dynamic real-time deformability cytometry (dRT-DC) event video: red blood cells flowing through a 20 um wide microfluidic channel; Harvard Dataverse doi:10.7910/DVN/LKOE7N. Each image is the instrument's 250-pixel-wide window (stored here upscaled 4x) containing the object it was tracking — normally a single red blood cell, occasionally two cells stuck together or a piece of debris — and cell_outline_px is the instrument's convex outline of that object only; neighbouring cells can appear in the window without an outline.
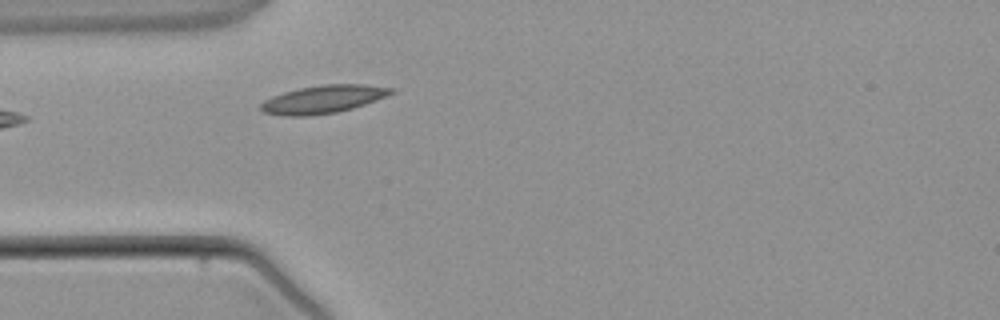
{"species": "common noctule bat (a hibernating species)", "species_latin": "Nyctalus noctula", "temperature_condition": "warm", "stored_images_in_passage": 1, "camera_frame_rate_fps": 3000, "um_per_image_px": 0.085, "animal": {"sex": "male", "body_mass_g": 21.5, "forearm_length_mm": 52.0}, "frame": {"image": 1, "passage_image": 1, "time_ms": 0.0, "image_size_px": [1000, 320], "cell_outline_px": [[396, 92], [376, 100], [352, 108], [336, 112], [308, 116], [284, 116], [264, 112], [260, 108], [260, 104], [264, 100], [272, 96], [284, 92], [300, 88], [324, 84], [364, 84], [396, 88]], "centroid_in_image_um": [27.49, 8.43], "position_along_channel_um": 57.5, "area_um2": 21.21}}